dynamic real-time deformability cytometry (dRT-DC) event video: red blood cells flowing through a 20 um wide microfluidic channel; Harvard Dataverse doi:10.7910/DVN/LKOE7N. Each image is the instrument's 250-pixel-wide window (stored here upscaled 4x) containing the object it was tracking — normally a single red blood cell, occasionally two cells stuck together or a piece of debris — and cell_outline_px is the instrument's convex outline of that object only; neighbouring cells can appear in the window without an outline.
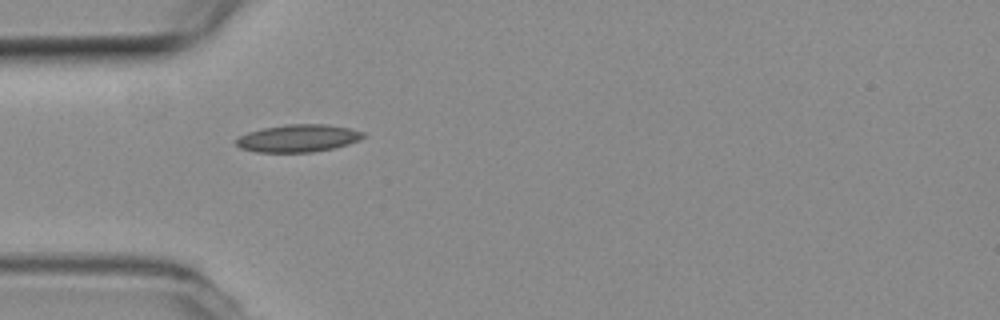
{"species": "common noctule bat (a hibernating species)", "species_latin": "Nyctalus noctula", "temperature_condition": "room temperature", "stored_images_in_passage": 31, "camera_frame_rate_fps": 3000, "um_per_image_px": 0.085, "animal": {"sex": "female", "body_mass_g": 19.3, "forearm_length_mm": 54.1}, "frame": {"image": 1, "passage_image": 1, "time_ms": 0.0, "image_size_px": [1000, 320], "cell_outline_px": [[364, 136], [360, 140], [336, 148], [312, 152], [256, 152], [240, 148], [236, 144], [236, 140], [240, 136], [248, 132], [264, 128], [284, 124], [328, 124], [348, 128], [364, 132]], "centroid_in_image_um": [25.35, 11.75], "position_along_channel_um": 59.6, "area_um2": 20.4}}
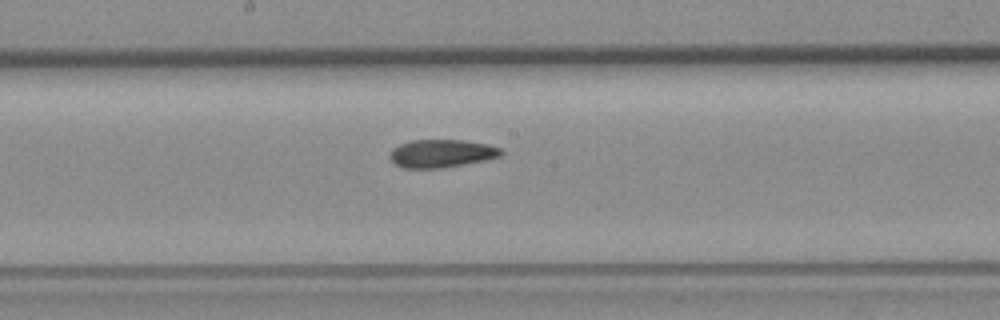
{"frame": {"image": 2, "passage_image": 13, "time_ms": 4.0, "image_size_px": [1000, 320], "cell_outline_px": [[504, 152], [500, 156], [484, 160], [440, 168], [404, 168], [396, 164], [388, 156], [392, 148], [400, 144], [412, 140], [460, 140], [488, 144], [500, 148]], "centroid_in_image_um": [37.5, 13.04], "position_along_channel_um": 210.7, "area_um2": 17.98}}
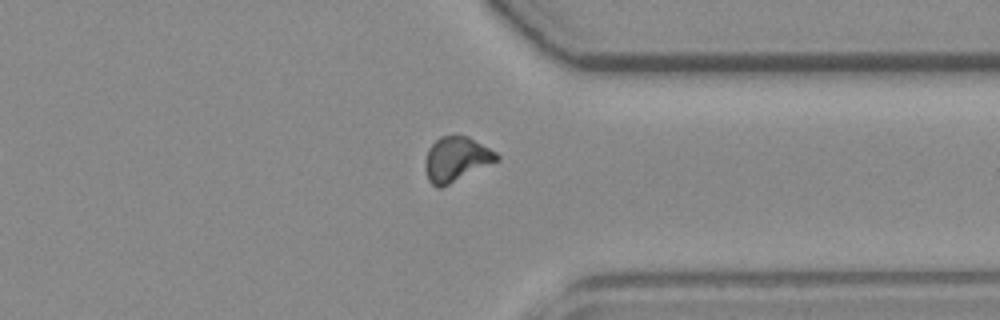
{"frame": {"image": 3, "passage_image": 26, "time_ms": 8.333, "image_size_px": [1000, 320], "cell_outline_px": [[500, 160], [440, 188], [436, 188], [428, 180], [424, 168], [424, 164], [428, 148], [440, 136], [468, 136], [496, 152], [500, 156]], "centroid_in_image_um": [38.77, 13.54], "position_along_channel_um": 372.6, "area_um2": 18.61}, "authors_computed_cell_mechanics": {"area_um2": 18.496, "velocity_mm_per_s": 3.8166, "shape_relaxation_time_tau1_ms": null, "shape_relaxation_time_tau2_ms": 4.584, "deformation_change_tau1": null, "deformation_change_tau2": 0.1027}}